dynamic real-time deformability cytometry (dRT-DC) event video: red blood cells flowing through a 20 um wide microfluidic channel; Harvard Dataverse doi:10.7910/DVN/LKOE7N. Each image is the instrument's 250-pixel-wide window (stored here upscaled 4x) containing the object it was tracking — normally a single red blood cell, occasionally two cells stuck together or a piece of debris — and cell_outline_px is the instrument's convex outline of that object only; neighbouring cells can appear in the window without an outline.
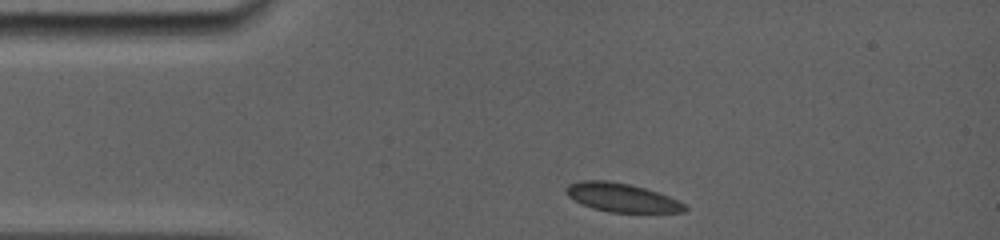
{"species": "common noctule bat (a hibernating species)", "species_latin": "Nyctalus noctula", "temperature_condition": "room temperature", "stored_images_in_passage": 30, "camera_frame_rate_fps": 5000, "um_per_image_px": 0.085, "animal": {"sex": "female", "body_mass_g": 19.0, "forearm_length_mm": 56.7}, "frame": {"image": 1, "passage_image": 1, "time_ms": 0.0, "image_size_px": [1000, 240], "cell_outline_px": [[688, 208], [684, 212], [608, 212], [592, 208], [568, 196], [564, 192], [568, 184], [584, 180], [608, 180], [632, 184], [680, 200]], "centroid_in_image_um": [52.85, 16.78], "position_along_channel_um": 32.1, "area_um2": 19.77}}
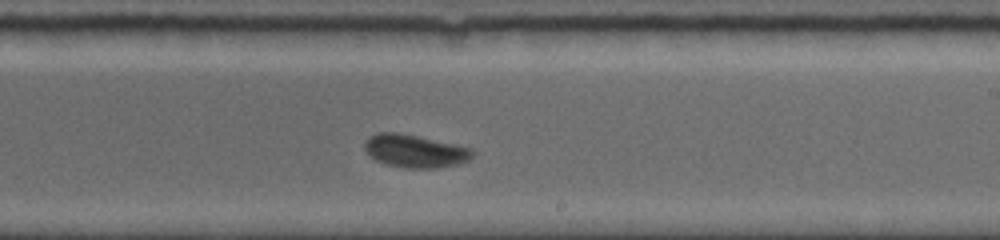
{"frame": {"image": 2, "passage_image": 18, "time_ms": 6.8, "image_size_px": [1000, 240], "cell_outline_px": [[476, 152], [468, 160], [456, 164], [436, 168], [404, 168], [388, 164], [376, 160], [364, 148], [364, 144], [368, 136], [380, 132], [400, 132], [472, 148]], "centroid_in_image_um": [35.28, 12.83], "position_along_channel_um": 253.7, "area_um2": 20.58}}
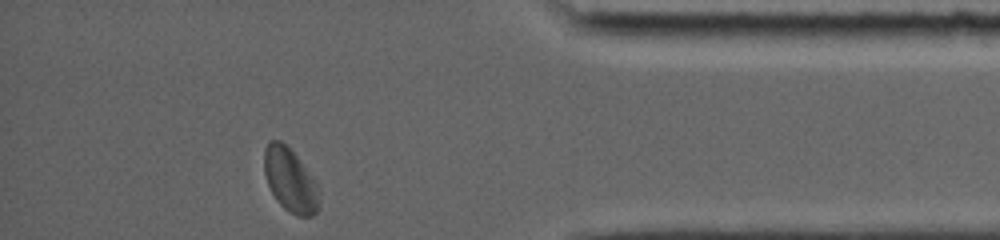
{"frame": {"image": 3, "passage_image": 30, "time_ms": 11.4, "image_size_px": [1000, 240], "cell_outline_px": [[320, 204], [316, 212], [312, 216], [296, 216], [288, 212], [276, 200], [268, 184], [264, 172], [264, 148], [268, 140], [280, 140], [296, 156], [316, 180], [320, 200]], "centroid_in_image_um": [24.67, 15.33], "position_along_channel_um": 410.5, "area_um2": 20.46}, "authors_computed_cell_mechanics": {"area_um2": 20.4612, "velocity_mm_per_s": 3.7877, "shape_relaxation_time_tau1_ms": 3.4785, "shape_relaxation_time_tau2_ms": null, "deformation_change_tau1": 0.0962, "deformation_change_tau2": null}}